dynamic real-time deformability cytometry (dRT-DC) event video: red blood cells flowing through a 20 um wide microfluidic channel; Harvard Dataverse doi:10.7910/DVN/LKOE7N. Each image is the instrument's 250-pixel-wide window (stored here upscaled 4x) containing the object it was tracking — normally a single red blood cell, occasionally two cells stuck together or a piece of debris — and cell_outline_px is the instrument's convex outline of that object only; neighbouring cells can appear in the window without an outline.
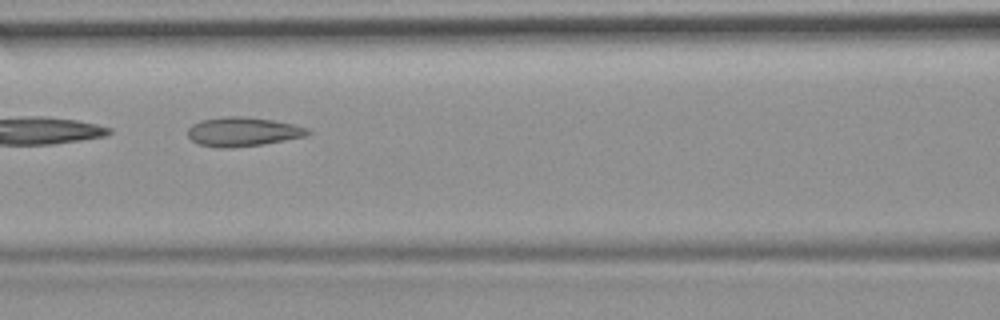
{"species": "common noctule bat (a hibernating species)", "species_latin": "Nyctalus noctula", "temperature_condition": "room temperature", "stored_images_in_passage": 3, "camera_frame_rate_fps": 3000, "um_per_image_px": 0.085, "animal": {"sex": "female", "body_mass_g": 19.9}, "frame": {"image": 1, "passage_image": 3, "time_ms": 2.0, "image_size_px": [1000, 320], "cell_outline_px": [[312, 132], [308, 136], [264, 144], [228, 148], [224, 148], [200, 144], [192, 140], [188, 136], [188, 128], [192, 124], [200, 120], [224, 116], [244, 116], [272, 120], [292, 124], [308, 128]], "centroid_in_image_um": [20.66, 11.19], "position_along_channel_um": 145.9, "area_um2": 20.4}}